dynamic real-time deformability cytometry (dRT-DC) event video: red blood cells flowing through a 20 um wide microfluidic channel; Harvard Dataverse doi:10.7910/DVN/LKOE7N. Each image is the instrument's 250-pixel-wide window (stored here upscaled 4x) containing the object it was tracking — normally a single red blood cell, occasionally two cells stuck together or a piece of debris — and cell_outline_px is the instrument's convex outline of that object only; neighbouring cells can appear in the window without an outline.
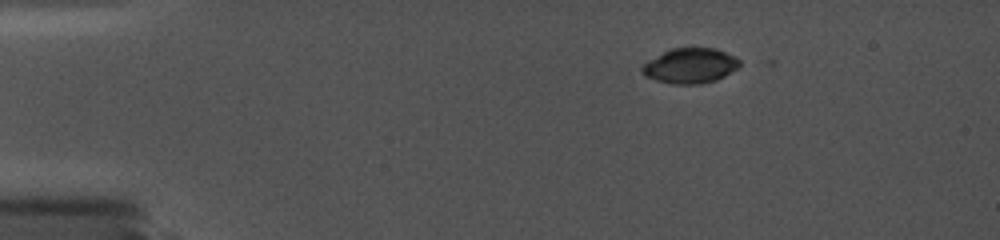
{"species": "common noctule bat (a hibernating species)", "species_latin": "Nyctalus noctula", "temperature_condition": "cold", "stored_images_in_passage": 4, "camera_frame_rate_fps": 5000, "um_per_image_px": 0.085, "animal": {"sex": "female", "body_mass_g": 19.0, "forearm_length_mm": 56.7}, "frame": {"image": 1, "passage_image": 2, "time_ms": 0.2, "image_size_px": [1000, 240], "cell_outline_px": [[740, 68], [716, 80], [700, 84], [672, 84], [656, 80], [644, 76], [640, 72], [640, 68], [648, 60], [672, 48], [716, 48], [736, 56], [740, 60]], "centroid_in_image_um": [58.69, 5.59], "position_along_channel_um": 26.3, "area_um2": 20.17}}